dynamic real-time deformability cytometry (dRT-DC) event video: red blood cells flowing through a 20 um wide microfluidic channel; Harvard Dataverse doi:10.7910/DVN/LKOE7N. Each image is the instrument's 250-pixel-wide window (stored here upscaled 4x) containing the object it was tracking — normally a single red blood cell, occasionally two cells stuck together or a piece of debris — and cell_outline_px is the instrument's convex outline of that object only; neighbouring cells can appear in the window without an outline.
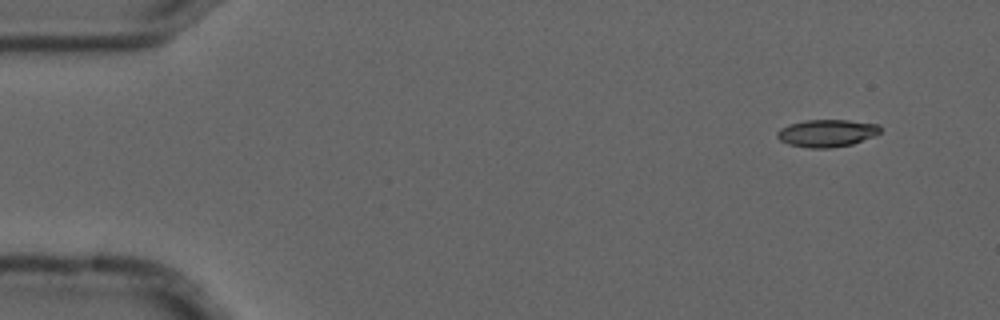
{"species": "common noctule bat (a hibernating species)", "species_latin": "Nyctalus noctula", "temperature_condition": "cold", "stored_images_in_passage": 5, "camera_frame_rate_fps": 3000, "um_per_image_px": 0.085, "animal": {"sex": "male", "forearm_length_mm": 52.5}, "frame": {"image": 1, "passage_image": 1, "time_ms": 0.0, "image_size_px": [1000, 320], "cell_outline_px": [[880, 132], [876, 136], [852, 144], [828, 148], [808, 148], [788, 144], [780, 140], [776, 136], [776, 132], [780, 128], [788, 124], [804, 120], [848, 120], [880, 124]], "centroid_in_image_um": [70.28, 11.31], "position_along_channel_um": 14.7, "area_um2": 16.65}}
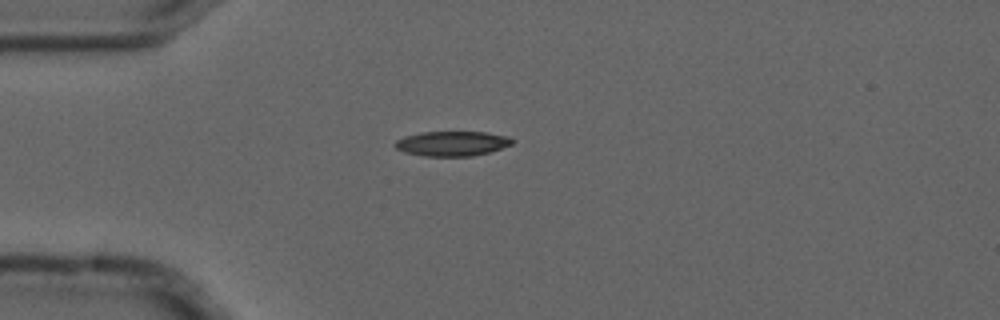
{"frame": {"image": 2, "passage_image": 4, "time_ms": 1.0, "image_size_px": [1000, 320], "cell_outline_px": [[516, 140], [512, 144], [488, 152], [472, 156], [424, 156], [404, 152], [396, 148], [392, 144], [396, 140], [404, 136], [420, 132], [484, 132], [508, 136]], "centroid_in_image_um": [38.4, 12.2], "position_along_channel_um": 46.6, "area_um2": 16.99}}